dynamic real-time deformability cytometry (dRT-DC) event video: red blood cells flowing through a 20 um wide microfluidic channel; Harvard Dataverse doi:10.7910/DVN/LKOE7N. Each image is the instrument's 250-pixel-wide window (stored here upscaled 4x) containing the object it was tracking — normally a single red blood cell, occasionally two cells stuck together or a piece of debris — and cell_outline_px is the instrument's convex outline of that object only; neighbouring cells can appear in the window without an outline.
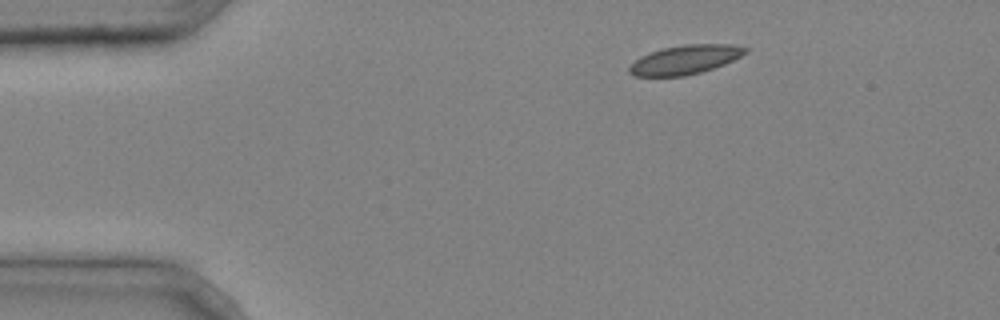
{"species": "common noctule bat (a hibernating species)", "species_latin": "Nyctalus noctula", "temperature_condition": "cold", "stored_images_in_passage": 3, "camera_frame_rate_fps": 3000, "um_per_image_px": 0.085, "animal": {"sex": "male", "body_mass_g": 20.4}, "frame": {"image": 1, "passage_image": 1, "time_ms": 0.0, "image_size_px": [1000, 320], "cell_outline_px": [[748, 52], [724, 64], [700, 72], [684, 76], [632, 76], [628, 72], [628, 68], [640, 56], [664, 48], [684, 44], [732, 44], [748, 48]], "centroid_in_image_um": [58.23, 5.07], "position_along_channel_um": 26.8, "area_um2": 19.48}}
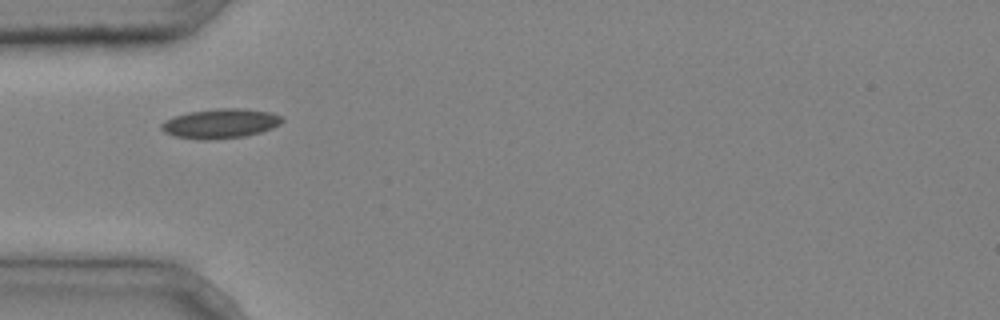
{"frame": {"image": 2, "passage_image": 3, "time_ms": 0.667, "image_size_px": [1000, 320], "cell_outline_px": [[284, 120], [280, 124], [272, 128], [260, 132], [244, 136], [208, 140], [196, 140], [172, 136], [164, 132], [160, 128], [160, 124], [164, 120], [172, 116], [188, 112], [220, 108], [244, 108], [268, 112], [280, 116]], "centroid_in_image_um": [18.66, 10.5], "position_along_channel_um": 66.3, "area_um2": 20.98}}